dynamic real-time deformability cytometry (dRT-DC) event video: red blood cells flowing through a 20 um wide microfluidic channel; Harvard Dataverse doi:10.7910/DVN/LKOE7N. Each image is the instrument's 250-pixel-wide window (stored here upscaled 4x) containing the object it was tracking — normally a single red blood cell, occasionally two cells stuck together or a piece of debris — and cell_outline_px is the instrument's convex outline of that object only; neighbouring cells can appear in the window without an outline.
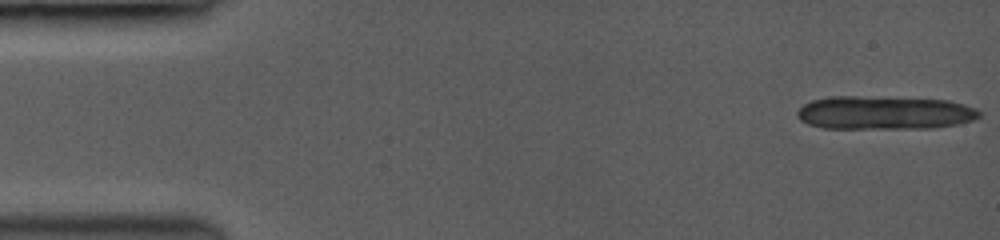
{"species": "common noctule bat (a hibernating species)", "species_latin": "Nyctalus noctula", "temperature_condition": "room temperature", "stored_images_in_passage": 15, "camera_frame_rate_fps": 3500, "um_per_image_px": 0.085, "animal": {"sex": "female", "body_mass_g": 19.0, "forearm_length_mm": 53.3}, "frame": {"image": 1, "passage_image": 1, "time_ms": 0.0, "image_size_px": [1000, 240], "cell_outline_px": [[980, 116], [972, 120], [956, 124], [932, 128], [824, 128], [808, 124], [800, 120], [796, 116], [796, 112], [804, 104], [812, 100], [832, 96], [856, 96], [948, 100], [964, 104], [976, 108], [980, 112]], "centroid_in_image_um": [75.15, 9.58], "position_along_channel_um": 9.9, "area_um2": 35.43}}